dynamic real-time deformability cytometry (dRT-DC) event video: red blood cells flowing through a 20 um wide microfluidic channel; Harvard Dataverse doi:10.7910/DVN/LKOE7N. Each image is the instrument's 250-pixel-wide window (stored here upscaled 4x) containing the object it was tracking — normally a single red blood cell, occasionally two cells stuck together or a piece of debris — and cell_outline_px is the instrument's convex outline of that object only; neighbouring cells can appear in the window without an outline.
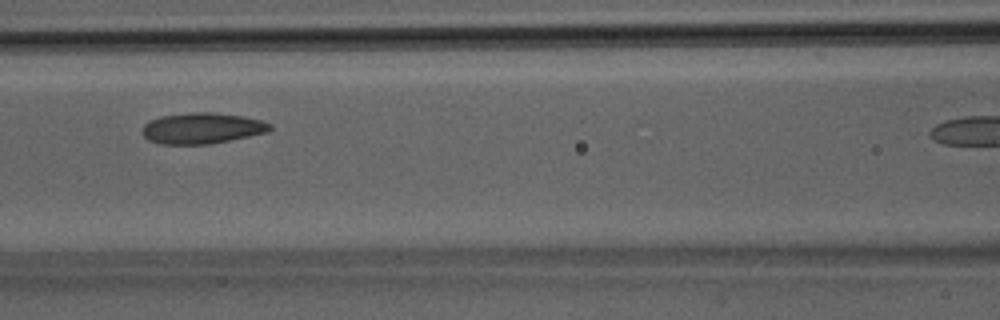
{"species": "Egyptian fruit bat (a non-hibernating species)", "species_latin": "Rousettus aegyptiacus", "temperature_condition": "room temperature", "stored_images_in_passage": 23, "camera_frame_rate_fps": 3000, "um_per_image_px": 0.085, "animal": {"sex": "male"}, "frame": {"image": 1, "passage_image": 9, "time_ms": 2.667, "image_size_px": [1000, 320], "cell_outline_px": [[272, 128], [268, 132], [208, 144], [160, 144], [148, 140], [144, 136], [140, 128], [148, 120], [160, 116], [192, 112], [212, 112], [244, 116], [260, 120], [272, 124]], "centroid_in_image_um": [17.13, 10.89], "position_along_channel_um": 149.5, "area_um2": 23.12}}